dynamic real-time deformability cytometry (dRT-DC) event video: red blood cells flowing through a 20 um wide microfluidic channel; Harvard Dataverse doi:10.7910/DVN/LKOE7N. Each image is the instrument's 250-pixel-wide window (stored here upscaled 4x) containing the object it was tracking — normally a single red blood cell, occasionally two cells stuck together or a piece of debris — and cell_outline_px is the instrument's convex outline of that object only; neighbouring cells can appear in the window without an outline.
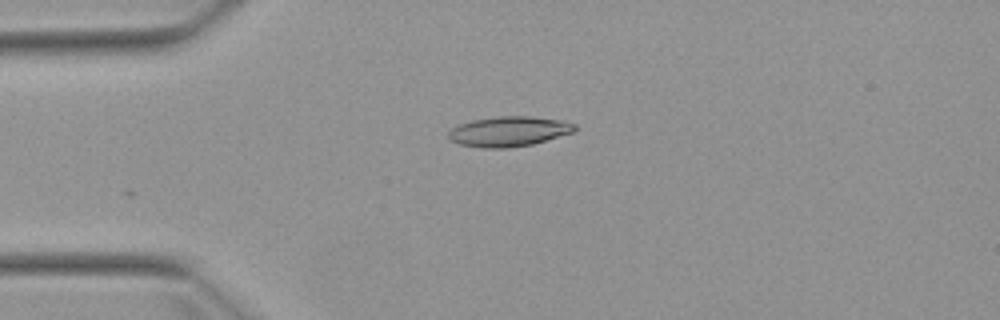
{"species": "Egyptian fruit bat (a non-hibernating species)", "species_latin": "Rousettus aegyptiacus", "temperature_condition": "warm", "stored_images_in_passage": 4, "camera_frame_rate_fps": 3000, "um_per_image_px": 0.085, "animal": {"sex": "female"}, "frame": {"image": 1, "passage_image": 4, "time_ms": 3.333, "image_size_px": [1000, 320], "cell_outline_px": [[576, 128], [572, 132], [532, 144], [508, 148], [484, 148], [460, 144], [448, 140], [448, 132], [452, 128], [460, 124], [472, 120], [500, 116], [528, 116], [564, 120], [576, 124]], "centroid_in_image_um": [43.23, 11.17], "position_along_channel_um": 41.8, "area_um2": 22.02}}